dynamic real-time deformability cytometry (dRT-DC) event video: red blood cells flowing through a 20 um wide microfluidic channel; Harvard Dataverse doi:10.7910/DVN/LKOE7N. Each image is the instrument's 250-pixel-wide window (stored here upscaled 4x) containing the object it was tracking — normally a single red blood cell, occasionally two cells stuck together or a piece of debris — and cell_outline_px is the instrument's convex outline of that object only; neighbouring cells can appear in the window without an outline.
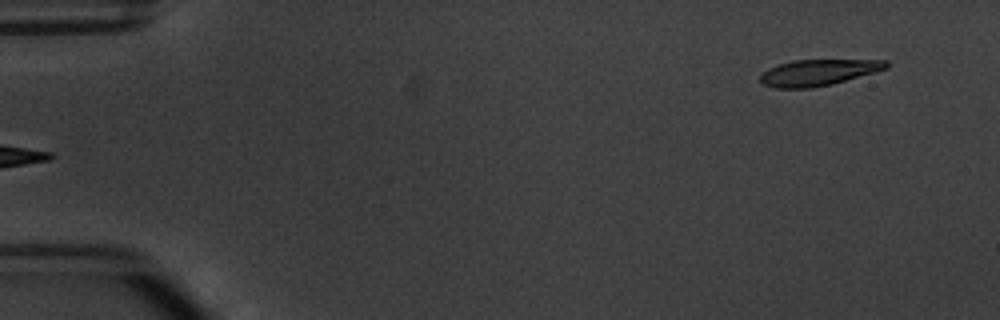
{"species": "common noctule bat (a hibernating species)", "species_latin": "Nyctalus noctula", "temperature_condition": "warm", "stored_images_in_passage": 6, "segment_of_instrument_passage": [2, 2], "camera_frame_rate_fps": 3000, "um_per_image_px": 0.085, "animal": {"sex": "male", "body_mass_g": 20.1, "forearm_length_mm": 53.5}, "frame": {"image": 1, "passage_image": 6, "time_ms": 6.0, "image_size_px": [1000, 320], "cell_outline_px": [[888, 68], [832, 84], [812, 88], [776, 88], [764, 84], [760, 80], [760, 72], [768, 68], [792, 60], [888, 60]], "centroid_in_image_um": [69.52, 6.16], "position_along_channel_um": 15.5, "area_um2": 19.13}}